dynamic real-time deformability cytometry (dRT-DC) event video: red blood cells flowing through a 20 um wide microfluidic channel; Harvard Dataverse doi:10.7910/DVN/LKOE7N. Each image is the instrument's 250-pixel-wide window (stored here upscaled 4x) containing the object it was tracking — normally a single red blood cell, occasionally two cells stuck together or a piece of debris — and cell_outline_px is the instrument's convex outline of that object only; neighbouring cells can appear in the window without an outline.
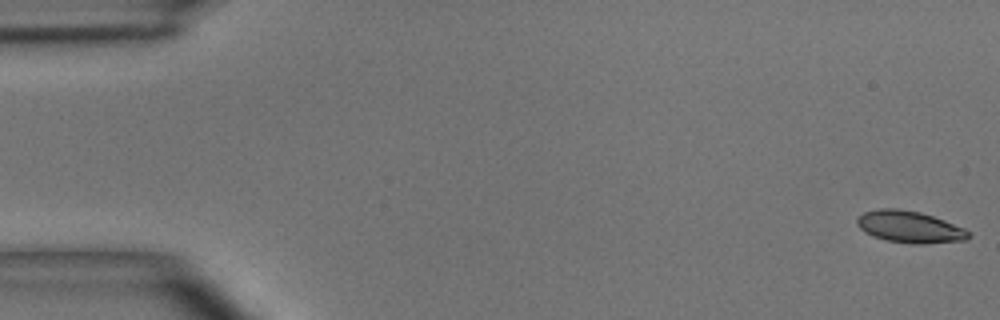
{"species": "common noctule bat (a hibernating species)", "species_latin": "Nyctalus noctula", "temperature_condition": "room temperature", "stored_images_in_passage": 44, "camera_frame_rate_fps": 3000, "um_per_image_px": 0.085, "animal": {"sex": "male", "body_mass_g": 15.6}, "frame": {"image": 1, "passage_image": 1, "time_ms": 0.0, "image_size_px": [1000, 320], "cell_outline_px": [[972, 236], [968, 240], [924, 244], [912, 244], [888, 240], [872, 236], [864, 232], [856, 224], [856, 220], [864, 212], [880, 208], [896, 208], [920, 212], [944, 220], [964, 228]], "centroid_in_image_um": [77.33, 19.29], "position_along_channel_um": 7.7, "area_um2": 20.69}}
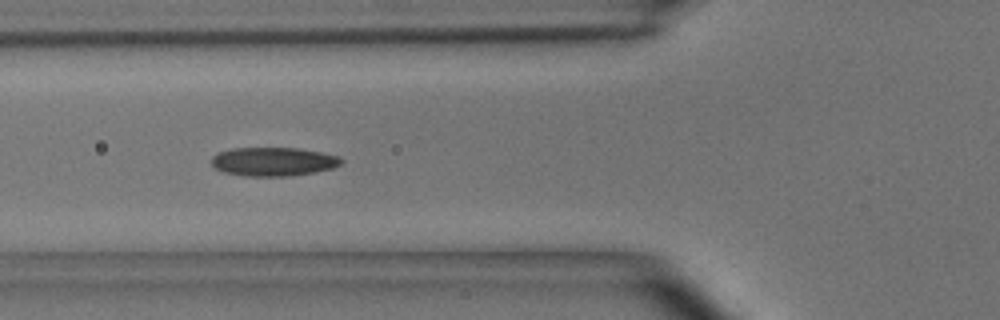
{"frame": {"image": 2, "passage_image": 18, "time_ms": 5.667, "image_size_px": [1000, 320], "cell_outline_px": [[344, 160], [340, 164], [332, 168], [316, 172], [292, 176], [244, 176], [224, 172], [212, 168], [212, 156], [216, 152], [232, 148], [300, 148], [340, 156]], "centroid_in_image_um": [23.21, 13.74], "position_along_channel_um": 102.6, "area_um2": 22.02}}
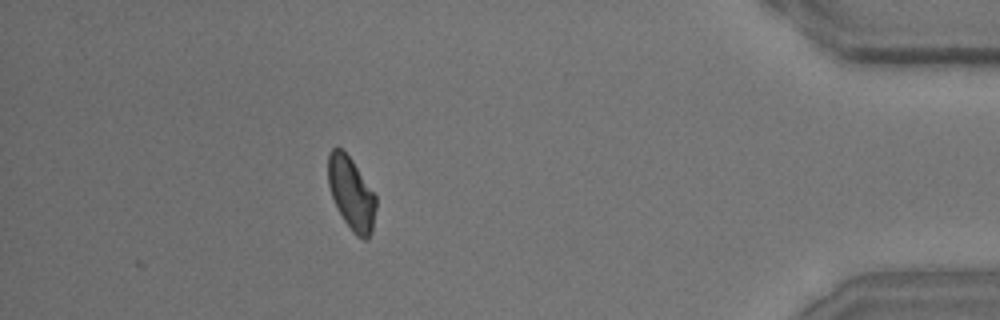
{"frame": {"image": 3, "passage_image": 44, "time_ms": 14.333, "image_size_px": [1000, 320], "cell_outline_px": [[376, 208], [372, 232], [368, 240], [364, 240], [356, 236], [352, 232], [344, 220], [332, 196], [328, 184], [328, 152], [332, 148], [340, 148], [352, 160], [376, 196]], "centroid_in_image_um": [29.87, 16.47], "position_along_channel_um": 405.3, "area_um2": 20.11}, "authors_computed_cell_mechanics": {"area_um2": 20.9525, "velocity_mm_per_s": 4.0462, "shape_relaxation_time_tau1_ms": 6.9291, "shape_relaxation_time_tau2_ms": 4.9639, "deformation_change_tau1": 0.1697, "deformation_change_tau2": 0.1012}}